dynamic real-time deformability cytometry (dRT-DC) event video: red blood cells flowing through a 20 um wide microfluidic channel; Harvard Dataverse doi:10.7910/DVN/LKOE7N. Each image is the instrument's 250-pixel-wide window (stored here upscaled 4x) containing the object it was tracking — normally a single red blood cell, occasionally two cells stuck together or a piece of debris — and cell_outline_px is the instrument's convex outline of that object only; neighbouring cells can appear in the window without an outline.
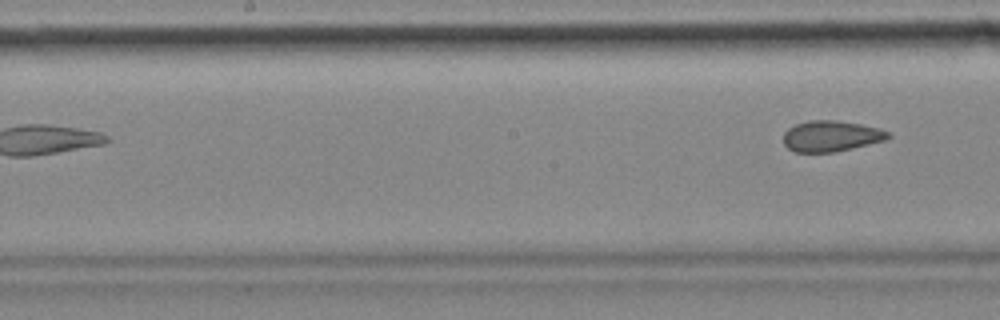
{"species": "common noctule bat (a hibernating species)", "species_latin": "Nyctalus noctula", "temperature_condition": "cold", "stored_images_in_passage": 6, "camera_frame_rate_fps": 3000, "um_per_image_px": 0.085, "animal": {"sex": "female", "body_mass_g": 18.4}, "frame": {"image": 1, "passage_image": 6, "time_ms": 1.667, "image_size_px": [1000, 320], "cell_outline_px": [[892, 136], [884, 140], [852, 148], [832, 152], [796, 152], [788, 148], [784, 144], [784, 132], [788, 128], [796, 124], [808, 120], [836, 120], [860, 124], [880, 128], [888, 132]], "centroid_in_image_um": [70.63, 11.56], "position_along_channel_um": 177.6, "area_um2": 18.73}}